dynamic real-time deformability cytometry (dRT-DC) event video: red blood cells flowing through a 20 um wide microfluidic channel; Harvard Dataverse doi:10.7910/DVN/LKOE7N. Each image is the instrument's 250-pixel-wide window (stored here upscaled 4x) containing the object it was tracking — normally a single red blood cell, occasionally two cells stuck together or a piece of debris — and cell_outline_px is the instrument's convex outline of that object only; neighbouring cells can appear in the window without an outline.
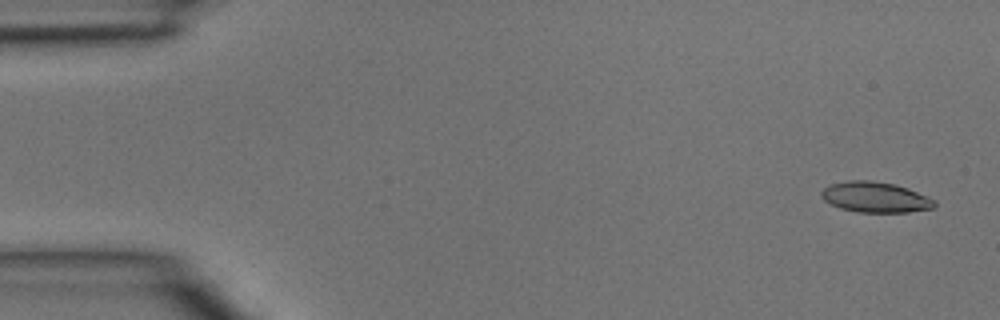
{"species": "common noctule bat (a hibernating species)", "species_latin": "Nyctalus noctula", "temperature_condition": "room temperature", "stored_images_in_passage": 4, "camera_frame_rate_fps": 3000, "um_per_image_px": 0.085, "animal": {"sex": "male", "body_mass_g": 15.6}, "frame": {"image": 1, "passage_image": 1, "time_ms": 0.0, "image_size_px": [1000, 320], "cell_outline_px": [[936, 204], [932, 208], [908, 212], [856, 212], [840, 208], [824, 200], [820, 196], [820, 192], [824, 188], [832, 184], [848, 180], [872, 180], [896, 184], [908, 188], [936, 200]], "centroid_in_image_um": [74.4, 16.75], "position_along_channel_um": 10.6, "area_um2": 20.17}}
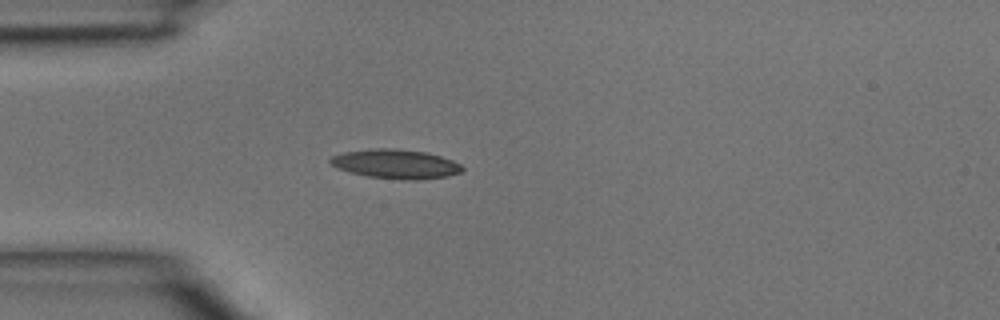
{"frame": {"image": 2, "passage_image": 4, "time_ms": 1.0, "image_size_px": [1000, 320], "cell_outline_px": [[464, 168], [460, 172], [448, 176], [416, 180], [412, 180], [368, 176], [352, 172], [340, 168], [332, 164], [328, 160], [332, 156], [344, 152], [368, 148], [396, 148], [428, 152], [452, 160], [460, 164]], "centroid_in_image_um": [33.66, 13.92], "position_along_channel_um": 51.3, "area_um2": 22.31}}